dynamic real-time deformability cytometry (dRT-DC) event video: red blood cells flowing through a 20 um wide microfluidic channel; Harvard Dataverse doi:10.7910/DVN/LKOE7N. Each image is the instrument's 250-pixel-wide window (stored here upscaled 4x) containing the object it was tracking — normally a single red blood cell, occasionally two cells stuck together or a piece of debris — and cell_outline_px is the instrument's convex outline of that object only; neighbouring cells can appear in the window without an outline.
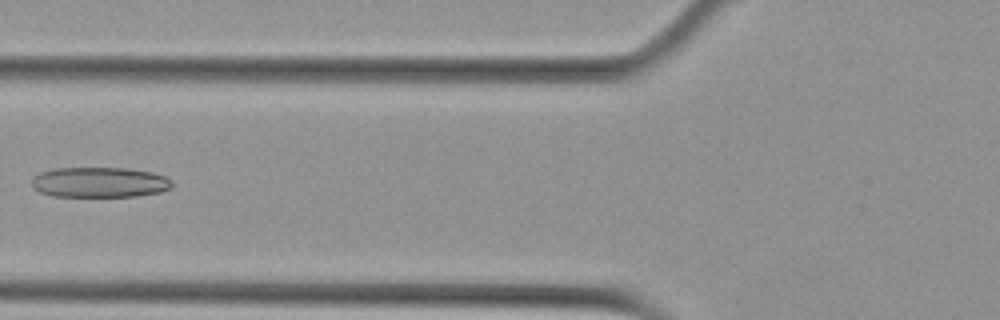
{"species": "Egyptian fruit bat (a non-hibernating species)", "species_latin": "Rousettus aegyptiacus", "temperature_condition": "cold", "stored_images_in_passage": 4, "camera_frame_rate_fps": 3000, "um_per_image_px": 0.085, "animal": {"sex": "female"}, "frame": {"image": 1, "passage_image": 4, "time_ms": 1.0, "image_size_px": [1000, 320], "cell_outline_px": [[172, 188], [160, 192], [136, 196], [52, 196], [40, 192], [32, 188], [32, 176], [40, 172], [56, 168], [124, 168], [152, 172], [164, 176], [172, 180]], "centroid_in_image_um": [8.44, 15.49], "position_along_channel_um": 117.4, "area_um2": 24.85}}